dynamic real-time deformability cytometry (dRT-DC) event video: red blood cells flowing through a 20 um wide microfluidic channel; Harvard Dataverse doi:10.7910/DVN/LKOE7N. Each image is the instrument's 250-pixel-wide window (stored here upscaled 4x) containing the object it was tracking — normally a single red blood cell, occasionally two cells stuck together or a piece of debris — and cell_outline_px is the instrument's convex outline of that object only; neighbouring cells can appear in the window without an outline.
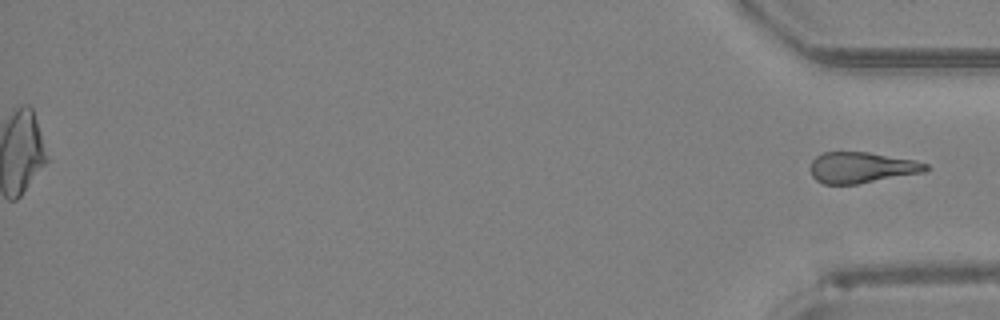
{"species": "Egyptian fruit bat (a non-hibernating species)", "species_latin": "Rousettus aegyptiacus", "temperature_condition": "room temperature", "stored_images_in_passage": 35, "segment_of_instrument_passage": [2, 2], "camera_frame_rate_fps": 3000, "um_per_image_px": 0.085, "animal": {"sex": "female"}, "frame": {"image": 1, "passage_image": 35, "time_ms": 11.333, "image_size_px": [1000, 320], "cell_outline_px": [[928, 168], [924, 172], [856, 184], [824, 184], [816, 180], [812, 176], [812, 160], [816, 156], [824, 152], [868, 152], [916, 160], [928, 164]], "centroid_in_image_um": [73.25, 14.23], "position_along_channel_um": 362.0, "area_um2": 20.63}}